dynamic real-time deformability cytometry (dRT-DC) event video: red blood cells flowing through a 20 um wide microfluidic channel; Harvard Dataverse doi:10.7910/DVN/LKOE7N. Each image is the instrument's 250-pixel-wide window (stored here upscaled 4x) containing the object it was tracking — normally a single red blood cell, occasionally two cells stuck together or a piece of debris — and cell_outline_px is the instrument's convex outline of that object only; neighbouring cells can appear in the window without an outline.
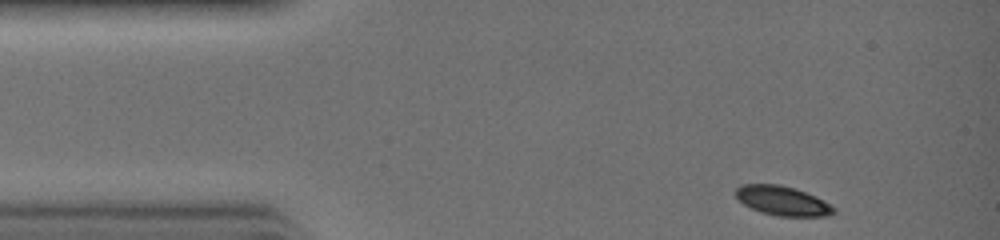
{"species": "common noctule bat (a hibernating species)", "species_latin": "Nyctalus noctula", "temperature_condition": "warm", "stored_images_in_passage": 27, "camera_frame_rate_fps": 3000, "um_per_image_px": 0.085, "animal": {"sex": "female", "body_mass_g": 19.0, "forearm_length_mm": 51.5}, "frame": {"image": 1, "passage_image": 1, "time_ms": 0.0, "image_size_px": [1000, 240], "cell_outline_px": [[836, 212], [828, 216], [776, 216], [760, 212], [744, 204], [736, 196], [736, 188], [740, 184], [780, 184], [816, 196], [836, 208]], "centroid_in_image_um": [66.52, 17.07], "position_along_channel_um": 18.5, "area_um2": 16.7}}
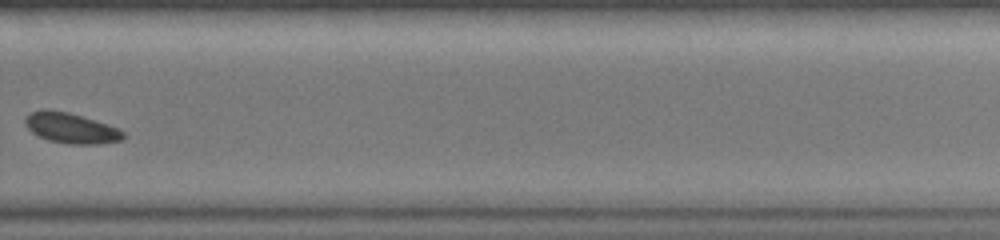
{"frame": {"image": 2, "passage_image": 20, "time_ms": 6.333, "image_size_px": [1000, 240], "cell_outline_px": [[124, 136], [120, 140], [96, 144], [68, 144], [48, 140], [32, 132], [24, 124], [24, 120], [32, 112], [40, 108], [48, 108], [68, 112], [108, 124], [124, 132]], "centroid_in_image_um": [5.99, 10.87], "position_along_channel_um": 323.8, "area_um2": 17.28}}
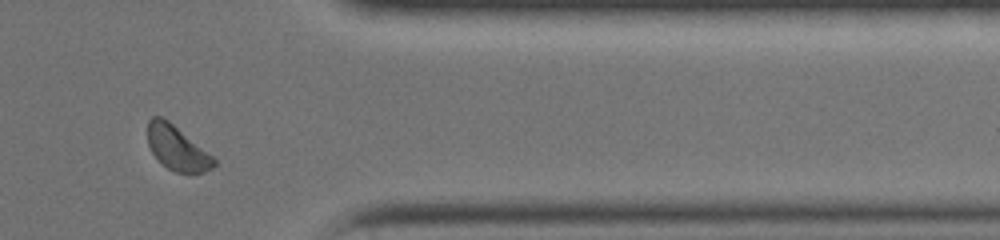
{"frame": {"image": 3, "passage_image": 24, "time_ms": 7.667, "image_size_px": [1000, 240], "cell_outline_px": [[216, 164], [212, 168], [204, 172], [192, 176], [176, 172], [168, 168], [152, 152], [148, 144], [148, 120], [152, 116], [160, 116], [168, 120], [212, 156], [216, 160]], "centroid_in_image_um": [15.06, 12.62], "position_along_channel_um": 396.3, "area_um2": 17.05}}